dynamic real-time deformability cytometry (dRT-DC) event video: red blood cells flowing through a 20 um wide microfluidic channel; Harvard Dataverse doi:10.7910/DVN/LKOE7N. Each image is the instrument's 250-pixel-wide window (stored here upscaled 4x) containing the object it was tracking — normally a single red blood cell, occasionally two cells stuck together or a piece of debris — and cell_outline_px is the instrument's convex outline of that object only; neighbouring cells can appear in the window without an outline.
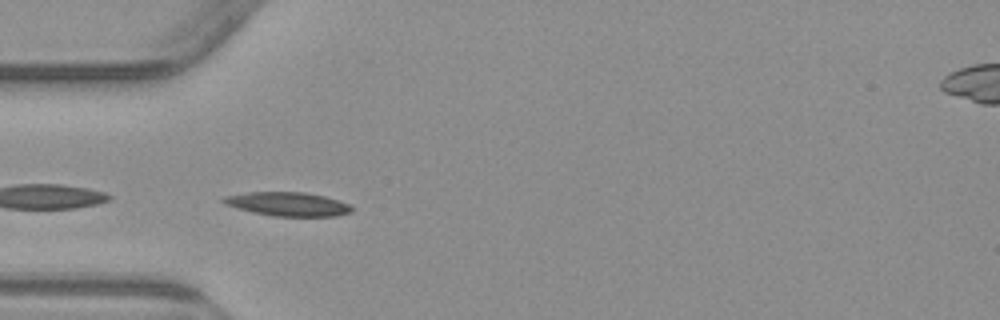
{"species": "common noctule bat (a hibernating species)", "species_latin": "Nyctalus noctula", "temperature_condition": "warm", "stored_images_in_passage": 3, "camera_frame_rate_fps": 3000, "um_per_image_px": 0.085, "animal": {"sex": "male", "body_mass_g": 23.1, "forearm_length_mm": 52.7}, "frame": {"image": 1, "passage_image": 3, "time_ms": 2.333, "image_size_px": [1000, 320], "cell_outline_px": [[352, 212], [336, 216], [272, 216], [252, 212], [236, 208], [224, 204], [220, 200], [224, 196], [248, 192], [304, 192], [324, 196], [352, 204]], "centroid_in_image_um": [24.46, 17.34], "position_along_channel_um": 60.5, "area_um2": 17.98}}